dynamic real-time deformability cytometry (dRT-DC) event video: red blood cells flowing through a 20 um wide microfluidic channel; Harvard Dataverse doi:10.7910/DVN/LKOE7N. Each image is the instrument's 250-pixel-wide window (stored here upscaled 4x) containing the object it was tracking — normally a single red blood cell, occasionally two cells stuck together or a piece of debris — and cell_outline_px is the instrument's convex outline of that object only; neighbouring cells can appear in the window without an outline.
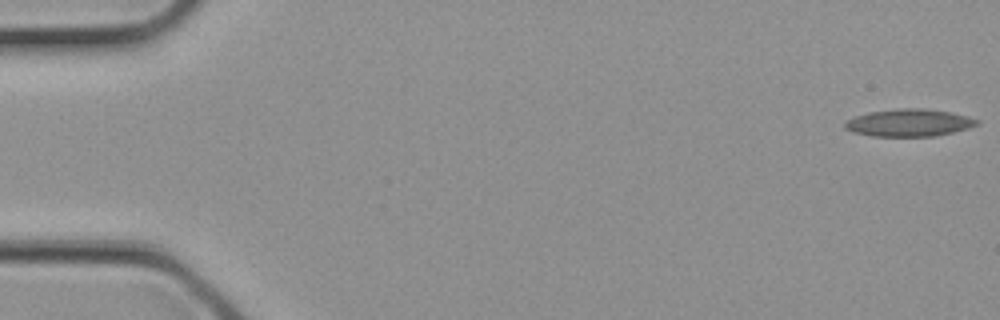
{"species": "common noctule bat (a hibernating species)", "species_latin": "Nyctalus noctula", "temperature_condition": "cold", "stored_images_in_passage": 3, "camera_frame_rate_fps": 3000, "um_per_image_px": 0.085, "animal": {"sex": "female", "body_mass_g": 21.9}, "frame": {"image": 1, "passage_image": 1, "time_ms": 0.0, "image_size_px": [1000, 320], "cell_outline_px": [[980, 124], [968, 128], [936, 136], [872, 136], [852, 132], [844, 128], [844, 124], [848, 120], [856, 116], [868, 112], [900, 108], [924, 108], [948, 112], [968, 116], [980, 120]], "centroid_in_image_um": [77.28, 10.43], "position_along_channel_um": 7.7, "area_um2": 21.04}}
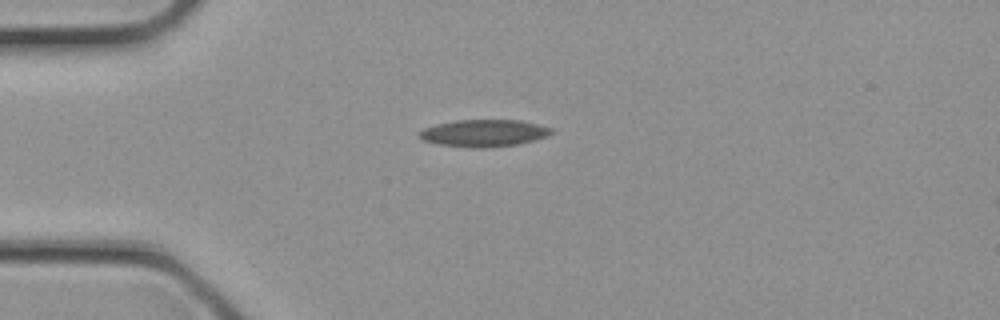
{"frame": {"image": 2, "passage_image": 3, "time_ms": 0.667, "image_size_px": [1000, 320], "cell_outline_px": [[552, 132], [548, 136], [516, 144], [484, 148], [472, 148], [440, 144], [424, 140], [416, 136], [416, 132], [424, 128], [436, 124], [456, 120], [520, 120], [540, 124], [552, 128]], "centroid_in_image_um": [41.1, 11.3], "position_along_channel_um": 43.9, "area_um2": 20.87}}